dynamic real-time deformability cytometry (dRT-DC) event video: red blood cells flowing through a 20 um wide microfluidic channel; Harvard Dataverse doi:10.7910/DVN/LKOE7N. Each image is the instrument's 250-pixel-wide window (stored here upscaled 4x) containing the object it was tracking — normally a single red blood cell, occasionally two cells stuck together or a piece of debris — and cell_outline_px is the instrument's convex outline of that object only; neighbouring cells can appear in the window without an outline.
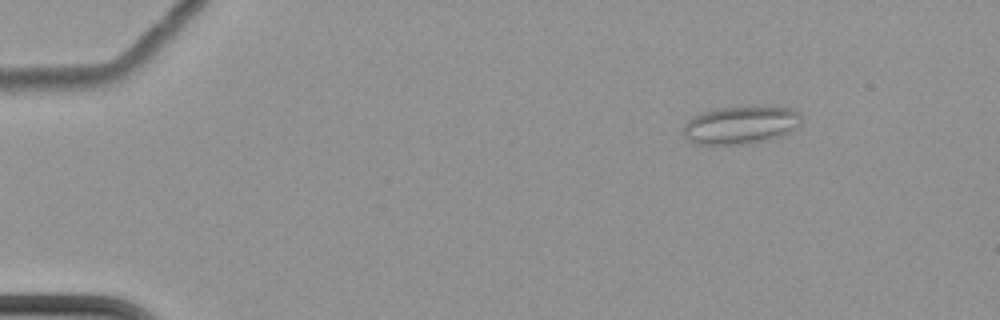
{"species": "common noctule bat (a hibernating species)", "species_latin": "Nyctalus noctula", "temperature_condition": "cold", "stored_images_in_passage": 7, "camera_frame_rate_fps": 3000, "um_per_image_px": 0.085, "animal": {"sex": "female", "body_mass_g": 22.7, "forearm_length_mm": 54.2}, "frame": {"image": 1, "passage_image": 3, "time_ms": 2.333, "image_size_px": [1000, 320], "cell_outline_px": [[804, 120], [792, 132], [784, 136], [752, 144], [692, 144], [684, 136], [684, 124], [692, 116], [716, 108], [748, 104], [756, 104], [792, 108], [804, 116]], "centroid_in_image_um": [63.04, 10.59], "position_along_channel_um": 22.0, "area_um2": 27.4}}